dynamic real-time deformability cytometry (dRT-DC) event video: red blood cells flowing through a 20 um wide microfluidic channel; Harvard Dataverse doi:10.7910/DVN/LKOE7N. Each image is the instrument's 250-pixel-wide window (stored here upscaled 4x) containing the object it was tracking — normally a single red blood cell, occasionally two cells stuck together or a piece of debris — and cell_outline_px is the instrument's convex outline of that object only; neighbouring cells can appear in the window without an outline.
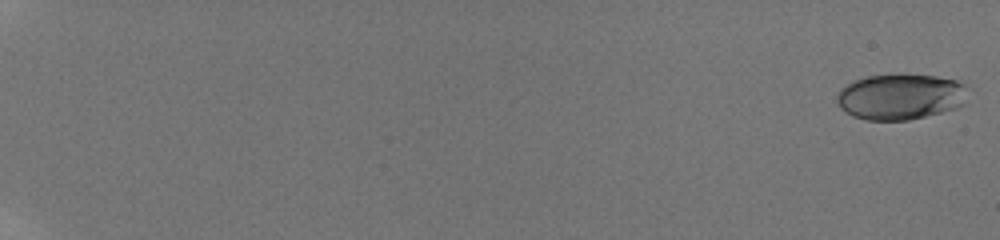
{"species": "human", "species_latin": "Homo sapiens", "temperature_condition": "room temperature", "stored_images_in_passage": 19, "camera_frame_rate_fps": 3000, "um_per_image_px": 0.085, "donor": {"sex": "male"}, "frame": {"image": 1, "passage_image": 1, "time_ms": 0.0, "image_size_px": [1000, 240], "cell_outline_px": [[964, 104], [956, 108], [908, 120], [868, 120], [852, 116], [844, 112], [840, 108], [836, 100], [836, 92], [840, 88], [852, 80], [868, 76], [900, 72], [936, 76], [956, 80], [964, 84]], "centroid_in_image_um": [76.45, 8.19], "position_along_channel_um": 8.5, "area_um2": 35.49}}
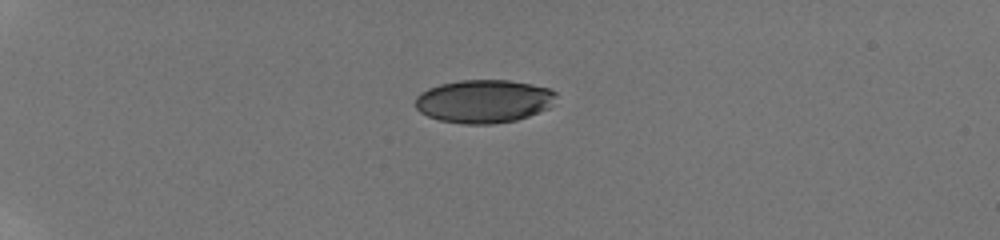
{"frame": {"image": 2, "passage_image": 13, "time_ms": 5.667, "image_size_px": [1000, 240], "cell_outline_px": [[556, 96], [548, 108], [528, 116], [516, 120], [492, 124], [464, 124], [440, 120], [428, 116], [420, 112], [416, 108], [416, 96], [420, 92], [428, 88], [440, 84], [460, 80], [508, 80], [532, 84], [548, 88], [556, 92]], "centroid_in_image_um": [41.1, 8.6], "position_along_channel_um": 43.9, "area_um2": 35.37}}
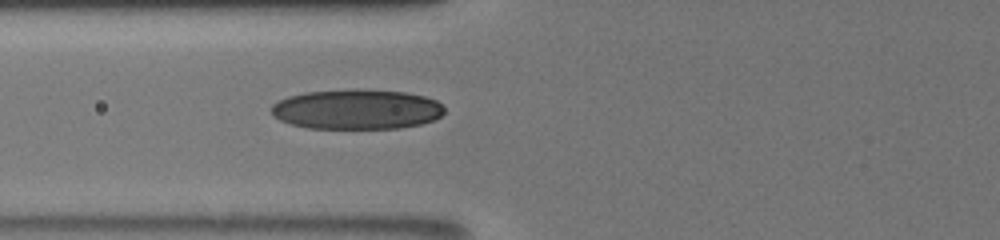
{"frame": {"image": 3, "passage_image": 19, "time_ms": 8.667, "image_size_px": [1000, 240], "cell_outline_px": [[444, 112], [436, 120], [420, 124], [400, 128], [308, 128], [292, 124], [280, 120], [272, 116], [272, 104], [288, 96], [304, 92], [404, 92], [424, 96], [436, 100], [444, 104]], "centroid_in_image_um": [30.35, 9.34], "position_along_channel_um": 95.5, "area_um2": 39.19}}